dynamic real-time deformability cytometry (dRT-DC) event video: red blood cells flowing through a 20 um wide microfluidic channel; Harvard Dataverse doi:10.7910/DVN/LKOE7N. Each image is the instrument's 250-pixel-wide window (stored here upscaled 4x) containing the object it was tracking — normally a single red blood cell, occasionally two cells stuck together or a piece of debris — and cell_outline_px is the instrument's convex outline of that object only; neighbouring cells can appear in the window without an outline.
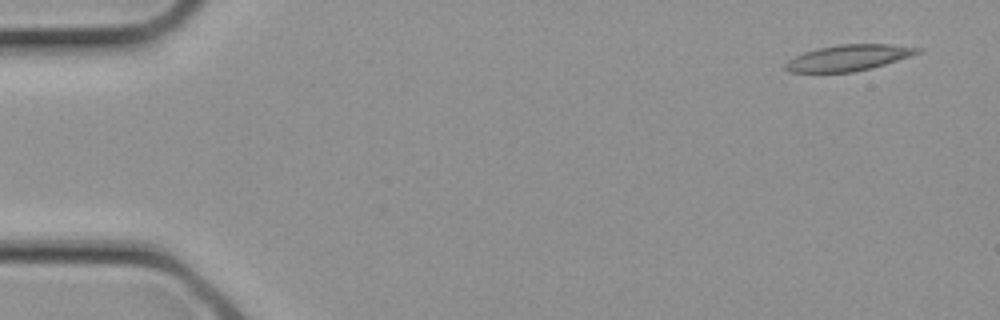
{"species": "common noctule bat (a hibernating species)", "species_latin": "Nyctalus noctula", "temperature_condition": "cold", "stored_images_in_passage": 2, "segment_of_instrument_passage": [2, 2], "camera_frame_rate_fps": 3000, "um_per_image_px": 0.085, "animal": {"sex": "female", "body_mass_g": 21.9}, "frame": {"image": 1, "passage_image": 2, "time_ms": 0.333, "image_size_px": [1000, 320], "cell_outline_px": [[924, 48], [920, 52], [872, 68], [852, 72], [788, 72], [784, 68], [784, 64], [788, 60], [804, 52], [816, 48], [840, 44], [888, 44]], "centroid_in_image_um": [72.08, 4.9], "position_along_channel_um": 12.9, "area_um2": 19.88}}